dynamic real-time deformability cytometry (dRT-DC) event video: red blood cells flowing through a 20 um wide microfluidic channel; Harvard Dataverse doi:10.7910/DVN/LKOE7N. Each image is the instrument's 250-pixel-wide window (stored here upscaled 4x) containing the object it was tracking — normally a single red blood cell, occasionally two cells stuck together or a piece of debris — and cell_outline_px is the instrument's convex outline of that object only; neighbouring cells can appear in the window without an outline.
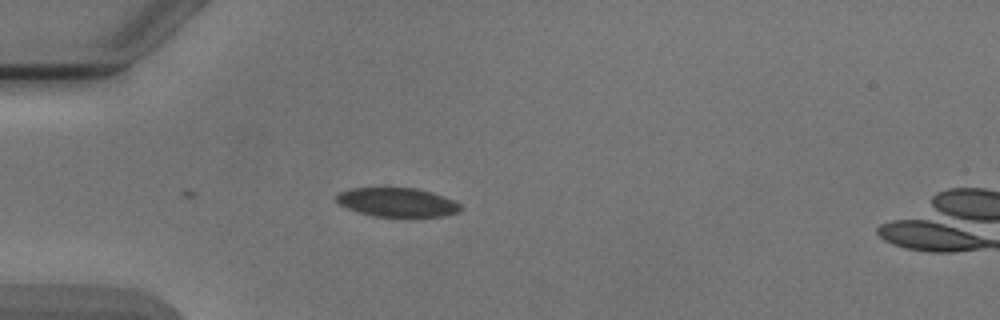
{"species": "Egyptian fruit bat (a non-hibernating species)", "species_latin": "Rousettus aegyptiacus", "temperature_condition": "cold", "stored_images_in_passage": 5, "camera_frame_rate_fps": 3000, "um_per_image_px": 0.085, "animal": {"sex": "male"}, "frame": {"image": 1, "passage_image": 4, "time_ms": 3.667, "image_size_px": [1000, 320], "cell_outline_px": [[460, 212], [444, 216], [372, 216], [348, 208], [340, 204], [336, 200], [336, 196], [340, 192], [348, 188], [416, 188], [452, 200], [460, 204]], "centroid_in_image_um": [33.73, 17.19], "position_along_channel_um": 51.3, "area_um2": 20.52}}